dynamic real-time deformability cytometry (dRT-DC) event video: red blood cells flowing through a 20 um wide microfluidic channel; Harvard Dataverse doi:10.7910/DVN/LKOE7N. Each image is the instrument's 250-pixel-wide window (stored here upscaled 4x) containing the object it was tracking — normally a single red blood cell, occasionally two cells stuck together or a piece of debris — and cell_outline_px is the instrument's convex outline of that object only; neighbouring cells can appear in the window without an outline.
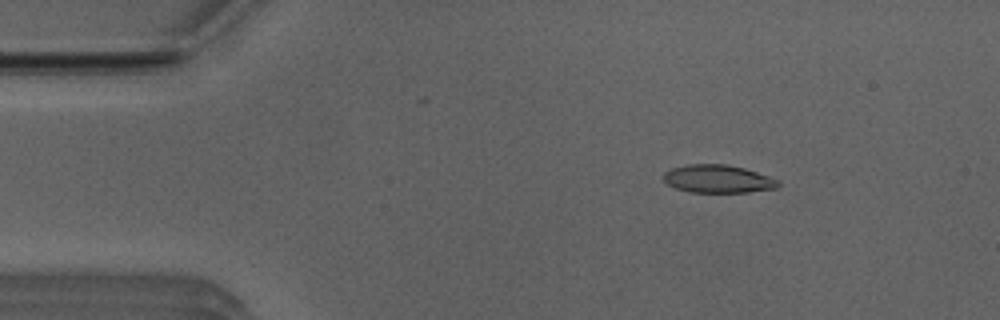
{"species": "Egyptian fruit bat (a non-hibernating species)", "species_latin": "Rousettus aegyptiacus", "temperature_condition": "room temperature", "stored_images_in_passage": 52, "camera_frame_rate_fps": 3000, "um_per_image_px": 0.085, "animal": {"sex": "male"}, "frame": {"image": 1, "passage_image": 8, "time_ms": 2.333, "image_size_px": [1000, 320], "cell_outline_px": [[780, 184], [776, 188], [748, 192], [688, 192], [676, 188], [668, 184], [664, 180], [664, 172], [672, 168], [688, 164], [728, 164], [744, 168], [780, 180]], "centroid_in_image_um": [61.03, 15.2], "position_along_channel_um": 24.0, "area_um2": 18.67}}
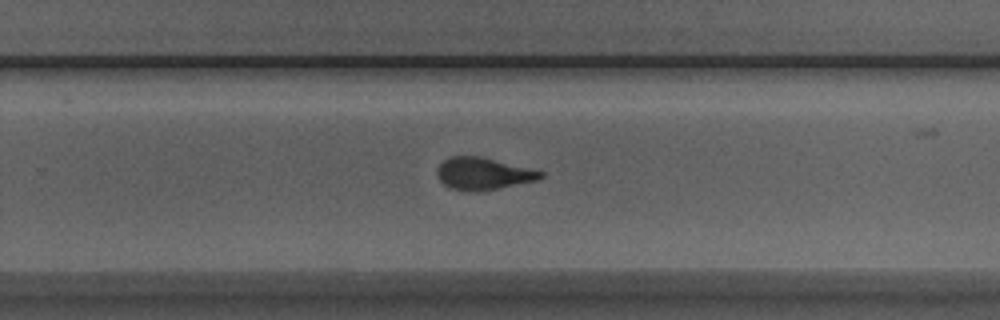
{"frame": {"image": 2, "passage_image": 33, "time_ms": 10.667, "image_size_px": [1000, 320], "cell_outline_px": [[544, 176], [536, 180], [476, 192], [472, 192], [452, 188], [444, 184], [440, 180], [436, 172], [436, 168], [448, 156], [480, 156], [544, 172]], "centroid_in_image_um": [41.02, 14.75], "position_along_channel_um": 288.8, "area_um2": 19.07}}
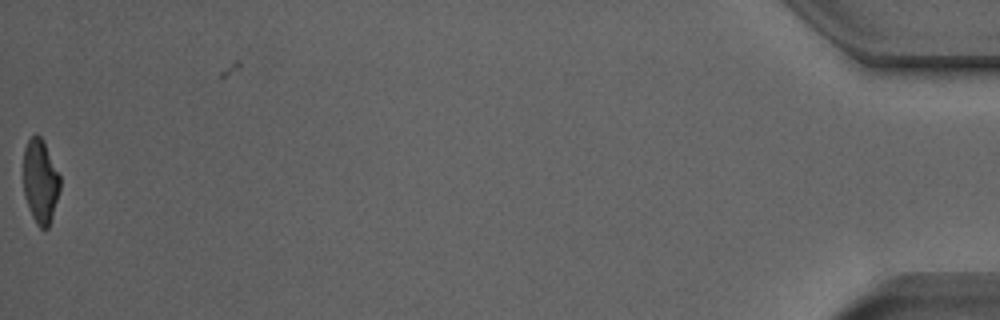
{"frame": {"image": 3, "passage_image": 52, "time_ms": 17.0, "image_size_px": [1000, 320], "cell_outline_px": [[60, 188], [52, 216], [48, 228], [40, 228], [36, 224], [28, 208], [24, 192], [24, 148], [28, 140], [32, 136], [40, 136], [44, 140], [60, 176]], "centroid_in_image_um": [3.43, 15.41], "position_along_channel_um": 431.8, "area_um2": 17.8}, "authors_computed_cell_mechanics": {"area_um2": 19.363, "velocity_mm_per_s": 3.9666, "shape_relaxation_time_tau1_ms": 5.3528, "shape_relaxation_time_tau2_ms": 1.3452, "deformation_change_tau1": 0.2161, "deformation_change_tau2": 0.0894}}